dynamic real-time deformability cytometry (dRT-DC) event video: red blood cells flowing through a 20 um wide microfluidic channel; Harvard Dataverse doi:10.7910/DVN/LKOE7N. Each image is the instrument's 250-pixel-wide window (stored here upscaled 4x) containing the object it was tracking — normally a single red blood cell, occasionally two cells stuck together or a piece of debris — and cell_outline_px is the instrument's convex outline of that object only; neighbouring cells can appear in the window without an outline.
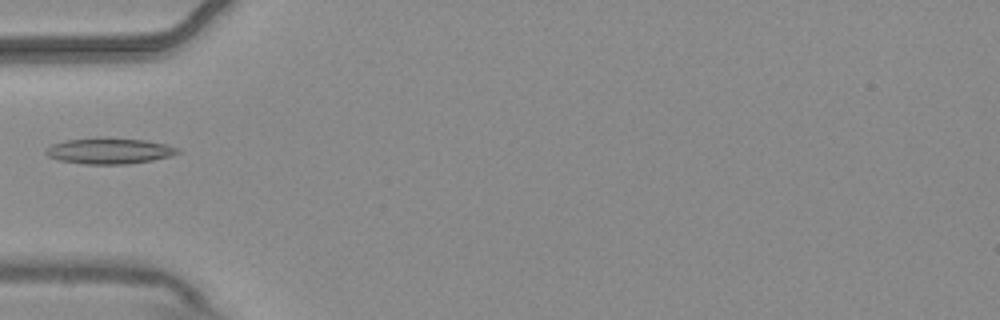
{"species": "common noctule bat (a hibernating species)", "species_latin": "Nyctalus noctula", "temperature_condition": "warm", "stored_images_in_passage": 4, "camera_frame_rate_fps": 3000, "um_per_image_px": 0.085, "animal": {"sex": "male", "body_mass_g": 20.4}, "frame": {"image": 1, "passage_image": 4, "time_ms": 1.0, "image_size_px": [1000, 320], "cell_outline_px": [[180, 152], [168, 156], [152, 160], [128, 164], [84, 164], [60, 160], [48, 156], [44, 152], [52, 144], [64, 140], [96, 136], [108, 136], [144, 140], [164, 144], [180, 148]], "centroid_in_image_um": [9.26, 12.8], "position_along_channel_um": 75.7, "area_um2": 20.23}}